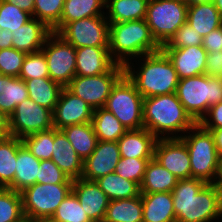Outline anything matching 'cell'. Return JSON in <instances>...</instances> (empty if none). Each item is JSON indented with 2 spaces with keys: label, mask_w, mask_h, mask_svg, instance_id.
<instances>
[{
  "label": "cell",
  "mask_w": 222,
  "mask_h": 222,
  "mask_svg": "<svg viewBox=\"0 0 222 222\" xmlns=\"http://www.w3.org/2000/svg\"><path fill=\"white\" fill-rule=\"evenodd\" d=\"M106 0H65L60 22L52 29L58 33L67 23L105 15Z\"/></svg>",
  "instance_id": "obj_24"
},
{
  "label": "cell",
  "mask_w": 222,
  "mask_h": 222,
  "mask_svg": "<svg viewBox=\"0 0 222 222\" xmlns=\"http://www.w3.org/2000/svg\"><path fill=\"white\" fill-rule=\"evenodd\" d=\"M213 134L215 146L217 149L218 156H222V128L219 129H206Z\"/></svg>",
  "instance_id": "obj_52"
},
{
  "label": "cell",
  "mask_w": 222,
  "mask_h": 222,
  "mask_svg": "<svg viewBox=\"0 0 222 222\" xmlns=\"http://www.w3.org/2000/svg\"><path fill=\"white\" fill-rule=\"evenodd\" d=\"M202 46L207 53L222 51V26L208 33L203 38Z\"/></svg>",
  "instance_id": "obj_47"
},
{
  "label": "cell",
  "mask_w": 222,
  "mask_h": 222,
  "mask_svg": "<svg viewBox=\"0 0 222 222\" xmlns=\"http://www.w3.org/2000/svg\"><path fill=\"white\" fill-rule=\"evenodd\" d=\"M54 128L53 112L29 97L18 104L9 117L10 136L22 139L36 132Z\"/></svg>",
  "instance_id": "obj_13"
},
{
  "label": "cell",
  "mask_w": 222,
  "mask_h": 222,
  "mask_svg": "<svg viewBox=\"0 0 222 222\" xmlns=\"http://www.w3.org/2000/svg\"><path fill=\"white\" fill-rule=\"evenodd\" d=\"M142 95L124 74L112 87L104 106L128 130L144 127Z\"/></svg>",
  "instance_id": "obj_7"
},
{
  "label": "cell",
  "mask_w": 222,
  "mask_h": 222,
  "mask_svg": "<svg viewBox=\"0 0 222 222\" xmlns=\"http://www.w3.org/2000/svg\"><path fill=\"white\" fill-rule=\"evenodd\" d=\"M50 220L53 222H93L72 191L61 202Z\"/></svg>",
  "instance_id": "obj_37"
},
{
  "label": "cell",
  "mask_w": 222,
  "mask_h": 222,
  "mask_svg": "<svg viewBox=\"0 0 222 222\" xmlns=\"http://www.w3.org/2000/svg\"><path fill=\"white\" fill-rule=\"evenodd\" d=\"M121 155L117 141H97L93 153L83 161V179L95 181L115 171Z\"/></svg>",
  "instance_id": "obj_16"
},
{
  "label": "cell",
  "mask_w": 222,
  "mask_h": 222,
  "mask_svg": "<svg viewBox=\"0 0 222 222\" xmlns=\"http://www.w3.org/2000/svg\"><path fill=\"white\" fill-rule=\"evenodd\" d=\"M124 75V66L116 64L109 72L95 76L76 75L66 88L93 109L104 107L112 87Z\"/></svg>",
  "instance_id": "obj_10"
},
{
  "label": "cell",
  "mask_w": 222,
  "mask_h": 222,
  "mask_svg": "<svg viewBox=\"0 0 222 222\" xmlns=\"http://www.w3.org/2000/svg\"><path fill=\"white\" fill-rule=\"evenodd\" d=\"M149 0H106L105 15L108 22H128L146 17Z\"/></svg>",
  "instance_id": "obj_28"
},
{
  "label": "cell",
  "mask_w": 222,
  "mask_h": 222,
  "mask_svg": "<svg viewBox=\"0 0 222 222\" xmlns=\"http://www.w3.org/2000/svg\"><path fill=\"white\" fill-rule=\"evenodd\" d=\"M41 50L47 61L50 79L66 87L76 76V48L52 32Z\"/></svg>",
  "instance_id": "obj_11"
},
{
  "label": "cell",
  "mask_w": 222,
  "mask_h": 222,
  "mask_svg": "<svg viewBox=\"0 0 222 222\" xmlns=\"http://www.w3.org/2000/svg\"><path fill=\"white\" fill-rule=\"evenodd\" d=\"M40 161L24 145L18 149L13 191L22 192L37 183Z\"/></svg>",
  "instance_id": "obj_27"
},
{
  "label": "cell",
  "mask_w": 222,
  "mask_h": 222,
  "mask_svg": "<svg viewBox=\"0 0 222 222\" xmlns=\"http://www.w3.org/2000/svg\"><path fill=\"white\" fill-rule=\"evenodd\" d=\"M72 191V184L35 183L21 193L26 219H50L65 197Z\"/></svg>",
  "instance_id": "obj_9"
},
{
  "label": "cell",
  "mask_w": 222,
  "mask_h": 222,
  "mask_svg": "<svg viewBox=\"0 0 222 222\" xmlns=\"http://www.w3.org/2000/svg\"><path fill=\"white\" fill-rule=\"evenodd\" d=\"M93 111L88 103L64 87L53 111V126L61 130L67 126L91 122Z\"/></svg>",
  "instance_id": "obj_15"
},
{
  "label": "cell",
  "mask_w": 222,
  "mask_h": 222,
  "mask_svg": "<svg viewBox=\"0 0 222 222\" xmlns=\"http://www.w3.org/2000/svg\"><path fill=\"white\" fill-rule=\"evenodd\" d=\"M23 145L17 137L0 139V186L13 190L17 151Z\"/></svg>",
  "instance_id": "obj_31"
},
{
  "label": "cell",
  "mask_w": 222,
  "mask_h": 222,
  "mask_svg": "<svg viewBox=\"0 0 222 222\" xmlns=\"http://www.w3.org/2000/svg\"><path fill=\"white\" fill-rule=\"evenodd\" d=\"M30 222H53L50 219H38V220H30Z\"/></svg>",
  "instance_id": "obj_57"
},
{
  "label": "cell",
  "mask_w": 222,
  "mask_h": 222,
  "mask_svg": "<svg viewBox=\"0 0 222 222\" xmlns=\"http://www.w3.org/2000/svg\"><path fill=\"white\" fill-rule=\"evenodd\" d=\"M199 124L204 129L222 128V102L211 106L207 114L201 119Z\"/></svg>",
  "instance_id": "obj_46"
},
{
  "label": "cell",
  "mask_w": 222,
  "mask_h": 222,
  "mask_svg": "<svg viewBox=\"0 0 222 222\" xmlns=\"http://www.w3.org/2000/svg\"><path fill=\"white\" fill-rule=\"evenodd\" d=\"M124 74L143 98L175 93L179 82L172 62L162 50L131 60L124 66Z\"/></svg>",
  "instance_id": "obj_2"
},
{
  "label": "cell",
  "mask_w": 222,
  "mask_h": 222,
  "mask_svg": "<svg viewBox=\"0 0 222 222\" xmlns=\"http://www.w3.org/2000/svg\"><path fill=\"white\" fill-rule=\"evenodd\" d=\"M70 179L82 177L83 160L72 147L62 130L53 128V152L51 159Z\"/></svg>",
  "instance_id": "obj_19"
},
{
  "label": "cell",
  "mask_w": 222,
  "mask_h": 222,
  "mask_svg": "<svg viewBox=\"0 0 222 222\" xmlns=\"http://www.w3.org/2000/svg\"><path fill=\"white\" fill-rule=\"evenodd\" d=\"M27 98L25 81L19 77H7L0 93V110L9 118L15 107Z\"/></svg>",
  "instance_id": "obj_35"
},
{
  "label": "cell",
  "mask_w": 222,
  "mask_h": 222,
  "mask_svg": "<svg viewBox=\"0 0 222 222\" xmlns=\"http://www.w3.org/2000/svg\"><path fill=\"white\" fill-rule=\"evenodd\" d=\"M23 145L39 160H51L53 152V128L23 137Z\"/></svg>",
  "instance_id": "obj_38"
},
{
  "label": "cell",
  "mask_w": 222,
  "mask_h": 222,
  "mask_svg": "<svg viewBox=\"0 0 222 222\" xmlns=\"http://www.w3.org/2000/svg\"><path fill=\"white\" fill-rule=\"evenodd\" d=\"M211 1L213 0H187V5L191 6V5H197V4H202V3H208Z\"/></svg>",
  "instance_id": "obj_54"
},
{
  "label": "cell",
  "mask_w": 222,
  "mask_h": 222,
  "mask_svg": "<svg viewBox=\"0 0 222 222\" xmlns=\"http://www.w3.org/2000/svg\"><path fill=\"white\" fill-rule=\"evenodd\" d=\"M95 182L110 201L135 198L141 194L140 186L136 182L124 179L115 172L102 176Z\"/></svg>",
  "instance_id": "obj_34"
},
{
  "label": "cell",
  "mask_w": 222,
  "mask_h": 222,
  "mask_svg": "<svg viewBox=\"0 0 222 222\" xmlns=\"http://www.w3.org/2000/svg\"><path fill=\"white\" fill-rule=\"evenodd\" d=\"M143 222H176L171 192L141 193Z\"/></svg>",
  "instance_id": "obj_23"
},
{
  "label": "cell",
  "mask_w": 222,
  "mask_h": 222,
  "mask_svg": "<svg viewBox=\"0 0 222 222\" xmlns=\"http://www.w3.org/2000/svg\"><path fill=\"white\" fill-rule=\"evenodd\" d=\"M209 77H218L222 75V51L207 54L206 73Z\"/></svg>",
  "instance_id": "obj_48"
},
{
  "label": "cell",
  "mask_w": 222,
  "mask_h": 222,
  "mask_svg": "<svg viewBox=\"0 0 222 222\" xmlns=\"http://www.w3.org/2000/svg\"><path fill=\"white\" fill-rule=\"evenodd\" d=\"M153 158H124L118 161L115 173L124 179L134 181L139 186L142 183L148 162Z\"/></svg>",
  "instance_id": "obj_40"
},
{
  "label": "cell",
  "mask_w": 222,
  "mask_h": 222,
  "mask_svg": "<svg viewBox=\"0 0 222 222\" xmlns=\"http://www.w3.org/2000/svg\"><path fill=\"white\" fill-rule=\"evenodd\" d=\"M109 25L106 15L67 23L57 34L75 48L108 47Z\"/></svg>",
  "instance_id": "obj_12"
},
{
  "label": "cell",
  "mask_w": 222,
  "mask_h": 222,
  "mask_svg": "<svg viewBox=\"0 0 222 222\" xmlns=\"http://www.w3.org/2000/svg\"><path fill=\"white\" fill-rule=\"evenodd\" d=\"M161 50L172 62L179 79L206 73V59L208 53L202 45Z\"/></svg>",
  "instance_id": "obj_18"
},
{
  "label": "cell",
  "mask_w": 222,
  "mask_h": 222,
  "mask_svg": "<svg viewBox=\"0 0 222 222\" xmlns=\"http://www.w3.org/2000/svg\"><path fill=\"white\" fill-rule=\"evenodd\" d=\"M185 133L181 139L185 142L190 155L191 178L215 183L219 169V156L213 134L199 123Z\"/></svg>",
  "instance_id": "obj_6"
},
{
  "label": "cell",
  "mask_w": 222,
  "mask_h": 222,
  "mask_svg": "<svg viewBox=\"0 0 222 222\" xmlns=\"http://www.w3.org/2000/svg\"><path fill=\"white\" fill-rule=\"evenodd\" d=\"M91 123L98 141H118L128 130L104 107L94 109Z\"/></svg>",
  "instance_id": "obj_32"
},
{
  "label": "cell",
  "mask_w": 222,
  "mask_h": 222,
  "mask_svg": "<svg viewBox=\"0 0 222 222\" xmlns=\"http://www.w3.org/2000/svg\"><path fill=\"white\" fill-rule=\"evenodd\" d=\"M117 63L108 47L76 48V75L95 76L109 72Z\"/></svg>",
  "instance_id": "obj_20"
},
{
  "label": "cell",
  "mask_w": 222,
  "mask_h": 222,
  "mask_svg": "<svg viewBox=\"0 0 222 222\" xmlns=\"http://www.w3.org/2000/svg\"><path fill=\"white\" fill-rule=\"evenodd\" d=\"M65 0H34L32 17L44 22L51 30L60 22Z\"/></svg>",
  "instance_id": "obj_39"
},
{
  "label": "cell",
  "mask_w": 222,
  "mask_h": 222,
  "mask_svg": "<svg viewBox=\"0 0 222 222\" xmlns=\"http://www.w3.org/2000/svg\"><path fill=\"white\" fill-rule=\"evenodd\" d=\"M12 32L0 27V50L13 47Z\"/></svg>",
  "instance_id": "obj_50"
},
{
  "label": "cell",
  "mask_w": 222,
  "mask_h": 222,
  "mask_svg": "<svg viewBox=\"0 0 222 222\" xmlns=\"http://www.w3.org/2000/svg\"><path fill=\"white\" fill-rule=\"evenodd\" d=\"M215 184H217L222 189V156L219 157V169Z\"/></svg>",
  "instance_id": "obj_53"
},
{
  "label": "cell",
  "mask_w": 222,
  "mask_h": 222,
  "mask_svg": "<svg viewBox=\"0 0 222 222\" xmlns=\"http://www.w3.org/2000/svg\"><path fill=\"white\" fill-rule=\"evenodd\" d=\"M32 18L28 12L17 5L0 0V27L14 31L23 26Z\"/></svg>",
  "instance_id": "obj_41"
},
{
  "label": "cell",
  "mask_w": 222,
  "mask_h": 222,
  "mask_svg": "<svg viewBox=\"0 0 222 222\" xmlns=\"http://www.w3.org/2000/svg\"><path fill=\"white\" fill-rule=\"evenodd\" d=\"M175 1H179V2H182V3H186V4H187V0H175Z\"/></svg>",
  "instance_id": "obj_58"
},
{
  "label": "cell",
  "mask_w": 222,
  "mask_h": 222,
  "mask_svg": "<svg viewBox=\"0 0 222 222\" xmlns=\"http://www.w3.org/2000/svg\"><path fill=\"white\" fill-rule=\"evenodd\" d=\"M186 22L204 38L212 30L222 26V16L211 1L188 6Z\"/></svg>",
  "instance_id": "obj_25"
},
{
  "label": "cell",
  "mask_w": 222,
  "mask_h": 222,
  "mask_svg": "<svg viewBox=\"0 0 222 222\" xmlns=\"http://www.w3.org/2000/svg\"><path fill=\"white\" fill-rule=\"evenodd\" d=\"M171 193L176 222L222 221V189L217 184L182 179Z\"/></svg>",
  "instance_id": "obj_1"
},
{
  "label": "cell",
  "mask_w": 222,
  "mask_h": 222,
  "mask_svg": "<svg viewBox=\"0 0 222 222\" xmlns=\"http://www.w3.org/2000/svg\"><path fill=\"white\" fill-rule=\"evenodd\" d=\"M154 158L179 180L191 178L190 155L181 138L157 139Z\"/></svg>",
  "instance_id": "obj_14"
},
{
  "label": "cell",
  "mask_w": 222,
  "mask_h": 222,
  "mask_svg": "<svg viewBox=\"0 0 222 222\" xmlns=\"http://www.w3.org/2000/svg\"><path fill=\"white\" fill-rule=\"evenodd\" d=\"M10 136L9 118L0 110V139Z\"/></svg>",
  "instance_id": "obj_51"
},
{
  "label": "cell",
  "mask_w": 222,
  "mask_h": 222,
  "mask_svg": "<svg viewBox=\"0 0 222 222\" xmlns=\"http://www.w3.org/2000/svg\"><path fill=\"white\" fill-rule=\"evenodd\" d=\"M13 5H17L20 9L33 15L34 13V0H2Z\"/></svg>",
  "instance_id": "obj_49"
},
{
  "label": "cell",
  "mask_w": 222,
  "mask_h": 222,
  "mask_svg": "<svg viewBox=\"0 0 222 222\" xmlns=\"http://www.w3.org/2000/svg\"><path fill=\"white\" fill-rule=\"evenodd\" d=\"M213 3L222 16V0H213Z\"/></svg>",
  "instance_id": "obj_55"
},
{
  "label": "cell",
  "mask_w": 222,
  "mask_h": 222,
  "mask_svg": "<svg viewBox=\"0 0 222 222\" xmlns=\"http://www.w3.org/2000/svg\"><path fill=\"white\" fill-rule=\"evenodd\" d=\"M157 138L147 129H130L117 141L124 158H154Z\"/></svg>",
  "instance_id": "obj_22"
},
{
  "label": "cell",
  "mask_w": 222,
  "mask_h": 222,
  "mask_svg": "<svg viewBox=\"0 0 222 222\" xmlns=\"http://www.w3.org/2000/svg\"><path fill=\"white\" fill-rule=\"evenodd\" d=\"M188 5L175 0H149L145 21L156 42L162 46L186 22Z\"/></svg>",
  "instance_id": "obj_8"
},
{
  "label": "cell",
  "mask_w": 222,
  "mask_h": 222,
  "mask_svg": "<svg viewBox=\"0 0 222 222\" xmlns=\"http://www.w3.org/2000/svg\"><path fill=\"white\" fill-rule=\"evenodd\" d=\"M37 183L72 184L73 179H70L52 160H41Z\"/></svg>",
  "instance_id": "obj_45"
},
{
  "label": "cell",
  "mask_w": 222,
  "mask_h": 222,
  "mask_svg": "<svg viewBox=\"0 0 222 222\" xmlns=\"http://www.w3.org/2000/svg\"><path fill=\"white\" fill-rule=\"evenodd\" d=\"M143 121L144 128L157 139L181 138L196 124L176 93L144 98Z\"/></svg>",
  "instance_id": "obj_3"
},
{
  "label": "cell",
  "mask_w": 222,
  "mask_h": 222,
  "mask_svg": "<svg viewBox=\"0 0 222 222\" xmlns=\"http://www.w3.org/2000/svg\"><path fill=\"white\" fill-rule=\"evenodd\" d=\"M26 55L13 47L0 50V72L6 77H19Z\"/></svg>",
  "instance_id": "obj_44"
},
{
  "label": "cell",
  "mask_w": 222,
  "mask_h": 222,
  "mask_svg": "<svg viewBox=\"0 0 222 222\" xmlns=\"http://www.w3.org/2000/svg\"><path fill=\"white\" fill-rule=\"evenodd\" d=\"M203 37L189 23L185 22L161 49H177L187 46H201Z\"/></svg>",
  "instance_id": "obj_43"
},
{
  "label": "cell",
  "mask_w": 222,
  "mask_h": 222,
  "mask_svg": "<svg viewBox=\"0 0 222 222\" xmlns=\"http://www.w3.org/2000/svg\"><path fill=\"white\" fill-rule=\"evenodd\" d=\"M6 76L0 72V93H2V90L4 88V82L6 81Z\"/></svg>",
  "instance_id": "obj_56"
},
{
  "label": "cell",
  "mask_w": 222,
  "mask_h": 222,
  "mask_svg": "<svg viewBox=\"0 0 222 222\" xmlns=\"http://www.w3.org/2000/svg\"><path fill=\"white\" fill-rule=\"evenodd\" d=\"M178 178L164 168L155 158L146 167L140 193L172 192Z\"/></svg>",
  "instance_id": "obj_26"
},
{
  "label": "cell",
  "mask_w": 222,
  "mask_h": 222,
  "mask_svg": "<svg viewBox=\"0 0 222 222\" xmlns=\"http://www.w3.org/2000/svg\"><path fill=\"white\" fill-rule=\"evenodd\" d=\"M61 130L83 161L95 150L98 140L91 122L67 126Z\"/></svg>",
  "instance_id": "obj_33"
},
{
  "label": "cell",
  "mask_w": 222,
  "mask_h": 222,
  "mask_svg": "<svg viewBox=\"0 0 222 222\" xmlns=\"http://www.w3.org/2000/svg\"><path fill=\"white\" fill-rule=\"evenodd\" d=\"M21 222H30V220H29V219H24V220L21 221Z\"/></svg>",
  "instance_id": "obj_59"
},
{
  "label": "cell",
  "mask_w": 222,
  "mask_h": 222,
  "mask_svg": "<svg viewBox=\"0 0 222 222\" xmlns=\"http://www.w3.org/2000/svg\"><path fill=\"white\" fill-rule=\"evenodd\" d=\"M49 77L47 61L42 50L27 53L19 78L25 80H30L33 78H44Z\"/></svg>",
  "instance_id": "obj_42"
},
{
  "label": "cell",
  "mask_w": 222,
  "mask_h": 222,
  "mask_svg": "<svg viewBox=\"0 0 222 222\" xmlns=\"http://www.w3.org/2000/svg\"><path fill=\"white\" fill-rule=\"evenodd\" d=\"M103 222H143L141 194L135 198L109 201Z\"/></svg>",
  "instance_id": "obj_30"
},
{
  "label": "cell",
  "mask_w": 222,
  "mask_h": 222,
  "mask_svg": "<svg viewBox=\"0 0 222 222\" xmlns=\"http://www.w3.org/2000/svg\"><path fill=\"white\" fill-rule=\"evenodd\" d=\"M52 30L42 21L32 17L17 30L12 31L13 48L25 53L40 51Z\"/></svg>",
  "instance_id": "obj_21"
},
{
  "label": "cell",
  "mask_w": 222,
  "mask_h": 222,
  "mask_svg": "<svg viewBox=\"0 0 222 222\" xmlns=\"http://www.w3.org/2000/svg\"><path fill=\"white\" fill-rule=\"evenodd\" d=\"M28 97L35 103L50 109L52 112L59 100L62 89L59 83L52 81L50 77L33 78L25 80Z\"/></svg>",
  "instance_id": "obj_29"
},
{
  "label": "cell",
  "mask_w": 222,
  "mask_h": 222,
  "mask_svg": "<svg viewBox=\"0 0 222 222\" xmlns=\"http://www.w3.org/2000/svg\"><path fill=\"white\" fill-rule=\"evenodd\" d=\"M25 218L20 192L0 189V222H21Z\"/></svg>",
  "instance_id": "obj_36"
},
{
  "label": "cell",
  "mask_w": 222,
  "mask_h": 222,
  "mask_svg": "<svg viewBox=\"0 0 222 222\" xmlns=\"http://www.w3.org/2000/svg\"><path fill=\"white\" fill-rule=\"evenodd\" d=\"M175 93L185 111L199 123L211 106L222 102V80L206 74L179 79Z\"/></svg>",
  "instance_id": "obj_5"
},
{
  "label": "cell",
  "mask_w": 222,
  "mask_h": 222,
  "mask_svg": "<svg viewBox=\"0 0 222 222\" xmlns=\"http://www.w3.org/2000/svg\"><path fill=\"white\" fill-rule=\"evenodd\" d=\"M109 23L108 48L117 64L125 66L133 59L161 50L145 19Z\"/></svg>",
  "instance_id": "obj_4"
},
{
  "label": "cell",
  "mask_w": 222,
  "mask_h": 222,
  "mask_svg": "<svg viewBox=\"0 0 222 222\" xmlns=\"http://www.w3.org/2000/svg\"><path fill=\"white\" fill-rule=\"evenodd\" d=\"M72 192L76 195L81 207L93 222H103L110 200L95 181L83 178L74 179Z\"/></svg>",
  "instance_id": "obj_17"
}]
</instances>
